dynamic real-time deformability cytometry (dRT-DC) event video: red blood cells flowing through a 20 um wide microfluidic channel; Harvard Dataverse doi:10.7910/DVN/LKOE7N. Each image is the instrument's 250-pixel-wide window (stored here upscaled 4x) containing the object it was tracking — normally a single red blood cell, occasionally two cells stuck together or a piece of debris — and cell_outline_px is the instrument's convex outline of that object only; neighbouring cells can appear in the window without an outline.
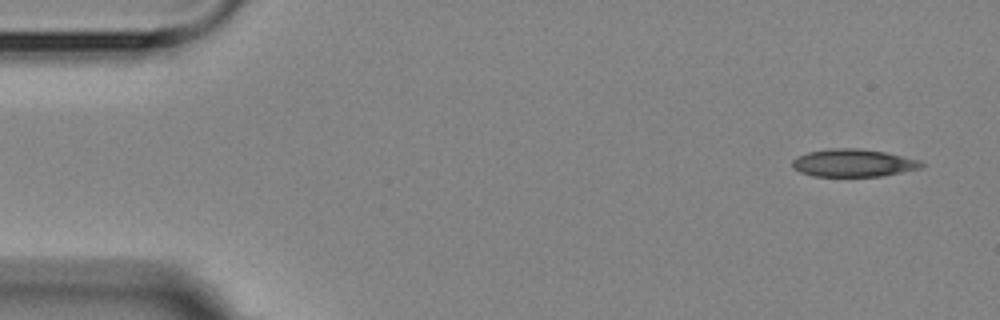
{"species": "Egyptian fruit bat (a non-hibernating species)", "species_latin": "Rousettus aegyptiacus", "temperature_condition": "room temperature", "stored_images_in_passage": 15, "camera_frame_rate_fps": 3000, "um_per_image_px": 0.085, "animal": {"sex": "female"}, "frame": {"image": 1, "passage_image": 1, "time_ms": 0.0, "image_size_px": [1000, 320], "cell_outline_px": [[924, 164], [920, 168], [880, 176], [812, 176], [800, 172], [792, 168], [792, 160], [796, 156], [808, 152], [832, 148], [860, 148], [884, 152], [920, 160]], "centroid_in_image_um": [72.47, 13.84], "position_along_channel_um": 12.5, "area_um2": 20.75}}
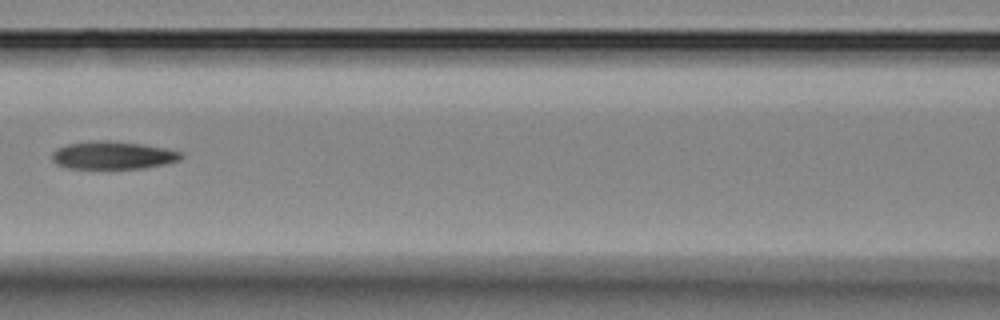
{"frame": {"image": 2, "passage_image": 7, "time_ms": 7.0, "image_size_px": [1000, 320], "cell_outline_px": [[184, 156], [180, 160], [168, 164], [144, 168], [68, 168], [56, 164], [52, 160], [52, 152], [56, 148], [68, 144], [96, 140], [112, 140], [144, 144], [184, 152]], "centroid_in_image_um": [9.64, 13.19], "position_along_channel_um": 157.0, "area_um2": 21.21}}
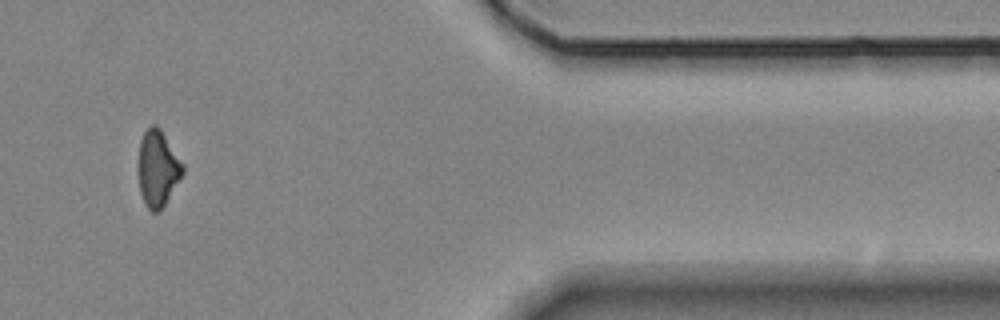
{"frame": {"image": 3, "passage_image": 13, "time_ms": 14.667, "image_size_px": [1000, 320], "cell_outline_px": [[184, 172], [160, 212], [152, 212], [148, 208], [140, 192], [140, 140], [144, 132], [152, 124], [156, 124], [160, 128], [184, 164]], "centroid_in_image_um": [13.44, 14.31], "position_along_channel_um": 398.0, "area_um2": 19.31}, "authors_computed_cell_mechanics": {"area_um2": 20.7502, "velocity_mm_per_s": 3.5982, "shape_relaxation_time_tau1_ms": 5.7734, "shape_relaxation_time_tau2_ms": null, "deformation_change_tau1": 0.1529, "deformation_change_tau2": null}}